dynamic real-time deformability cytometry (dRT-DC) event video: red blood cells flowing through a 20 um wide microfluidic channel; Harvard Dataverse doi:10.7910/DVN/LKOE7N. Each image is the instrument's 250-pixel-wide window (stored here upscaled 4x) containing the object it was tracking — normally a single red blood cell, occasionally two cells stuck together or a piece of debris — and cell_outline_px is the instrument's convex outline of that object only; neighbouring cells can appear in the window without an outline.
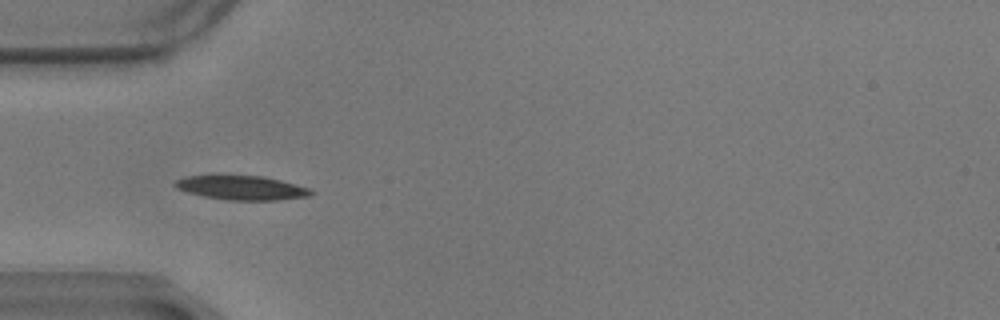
{"species": "common noctule bat (a hibernating species)", "species_latin": "Nyctalus noctula", "temperature_condition": "warm", "stored_images_in_passage": 39, "camera_frame_rate_fps": 3000, "um_per_image_px": 0.085, "animal": {"sex": "male", "body_mass_g": 17.9}, "frame": {"image": 1, "passage_image": 3, "time_ms": 0.667, "image_size_px": [1000, 320], "cell_outline_px": [[312, 196], [276, 200], [228, 200], [204, 196], [188, 192], [176, 188], [172, 184], [176, 180], [184, 176], [264, 176], [280, 180], [308, 188], [312, 192]], "centroid_in_image_um": [20.52, 15.96], "position_along_channel_um": 64.5, "area_um2": 18.9}}
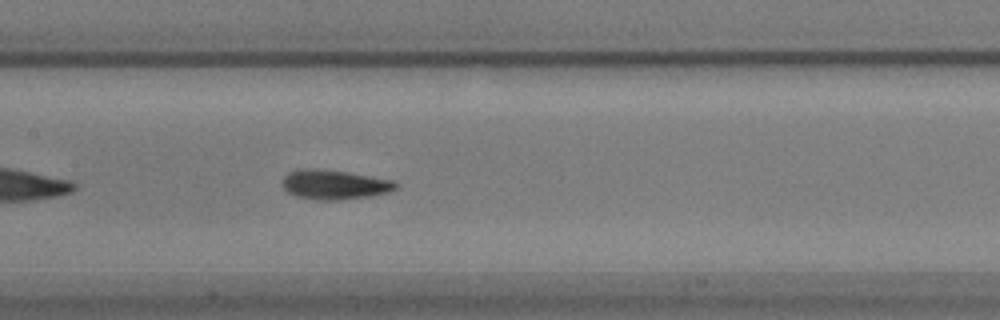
{"frame": {"image": 2, "passage_image": 13, "time_ms": 4.0, "image_size_px": [1000, 320], "cell_outline_px": [[396, 188], [388, 192], [368, 196], [340, 200], [316, 200], [296, 196], [288, 192], [280, 184], [284, 176], [288, 172], [300, 168], [316, 168], [348, 172], [392, 180], [396, 184]], "centroid_in_image_um": [28.35, 15.68], "position_along_channel_um": 179.1, "area_um2": 19.54}}
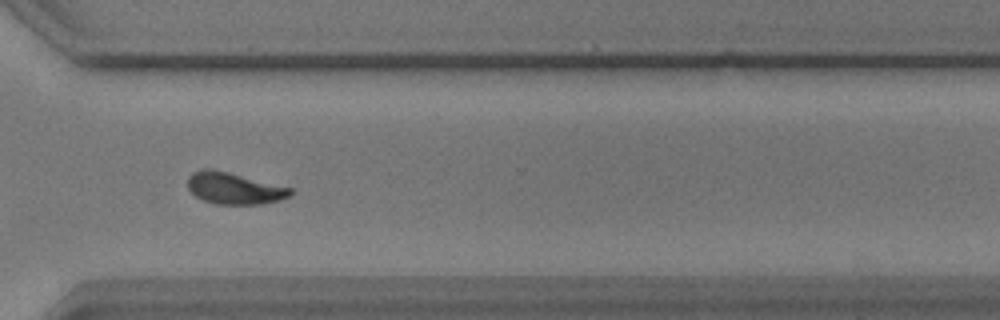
{"frame": {"image": 3, "passage_image": 28, "time_ms": 9.0, "image_size_px": [1000, 320], "cell_outline_px": [[292, 192], [288, 196], [280, 200], [264, 204], [216, 204], [204, 200], [196, 196], [188, 188], [188, 176], [192, 172], [200, 168], [212, 168], [292, 188]], "centroid_in_image_um": [19.87, 15.99], "position_along_channel_um": 350.7, "area_um2": 18.9}, "authors_computed_cell_mechanics": {"area_um2": 18.496, "velocity_mm_per_s": 3.4413, "shape_relaxation_time_tau1_ms": 3.97, "shape_relaxation_time_tau2_ms": 2.5794, "deformation_change_tau1": 0.1541, "deformation_change_tau2": 0.0868}}